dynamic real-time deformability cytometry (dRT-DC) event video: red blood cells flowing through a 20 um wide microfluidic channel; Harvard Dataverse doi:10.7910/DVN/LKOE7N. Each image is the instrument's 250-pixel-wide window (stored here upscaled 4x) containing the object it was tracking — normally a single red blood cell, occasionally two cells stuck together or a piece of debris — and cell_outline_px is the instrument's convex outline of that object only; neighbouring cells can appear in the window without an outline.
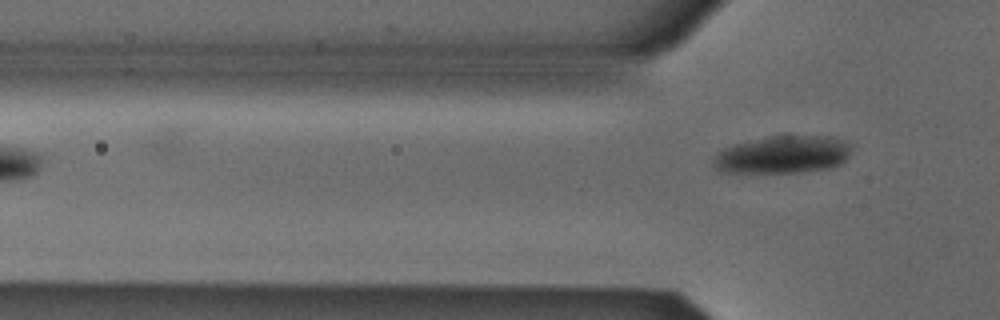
{"species": "Egyptian fruit bat (a non-hibernating species)", "species_latin": "Rousettus aegyptiacus", "temperature_condition": "cold", "stored_images_in_passage": 5, "camera_frame_rate_fps": 3000, "um_per_image_px": 0.085, "animal": {"sex": "male"}, "frame": {"image": 1, "passage_image": 5, "time_ms": 1.333, "image_size_px": [1000, 320], "cell_outline_px": [[852, 144], [848, 156], [840, 164], [832, 168], [804, 172], [720, 172], [716, 168], [712, 160], [724, 148], [748, 140], [768, 136], [832, 136], [844, 140]], "centroid_in_image_um": [66.58, 13.14], "position_along_channel_um": 59.2, "area_um2": 30.29}}